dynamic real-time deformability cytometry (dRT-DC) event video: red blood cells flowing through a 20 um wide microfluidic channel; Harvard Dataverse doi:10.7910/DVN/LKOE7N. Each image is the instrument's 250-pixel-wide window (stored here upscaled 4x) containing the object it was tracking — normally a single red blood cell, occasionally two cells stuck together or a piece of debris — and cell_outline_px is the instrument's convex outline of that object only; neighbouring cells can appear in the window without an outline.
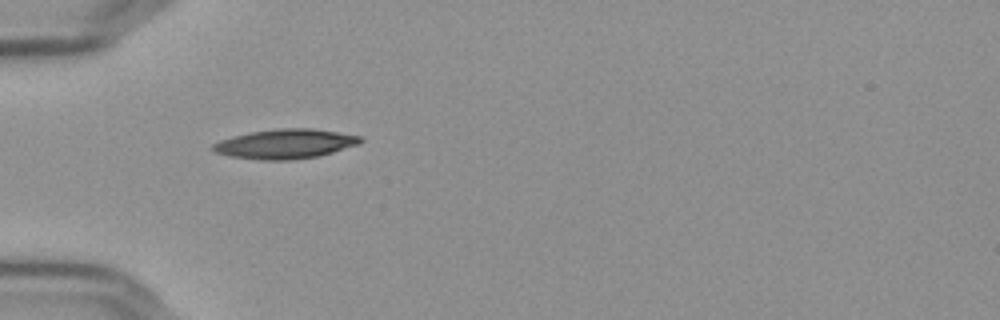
{"species": "Egyptian fruit bat (a non-hibernating species)", "species_latin": "Rousettus aegyptiacus", "temperature_condition": "cold", "stored_images_in_passage": 39, "camera_frame_rate_fps": 3000, "um_per_image_px": 0.085, "frame": {"image": 1, "passage_image": 1, "time_ms": 0.0, "image_size_px": [1000, 320], "cell_outline_px": [[364, 140], [360, 144], [320, 156], [292, 160], [260, 160], [228, 156], [216, 152], [212, 148], [212, 144], [220, 140], [232, 136], [248, 132], [276, 128], [312, 128], [360, 136]], "centroid_in_image_um": [24.24, 12.23], "position_along_channel_um": 60.8, "area_um2": 25.61}}
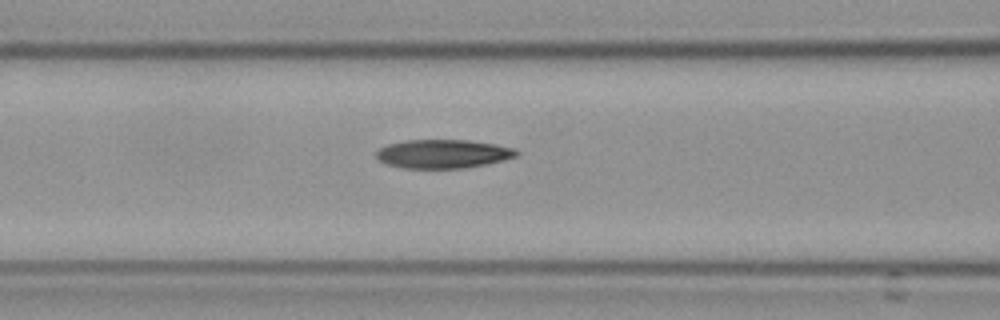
{"frame": {"image": 2, "passage_image": 7, "time_ms": 2.0, "image_size_px": [1000, 320], "cell_outline_px": [[520, 152], [516, 156], [504, 160], [464, 168], [400, 168], [384, 164], [376, 160], [376, 148], [388, 144], [404, 140], [468, 140], [496, 144], [516, 148]], "centroid_in_image_um": [37.6, 13.07], "position_along_channel_um": 129.0, "area_um2": 23.81}}
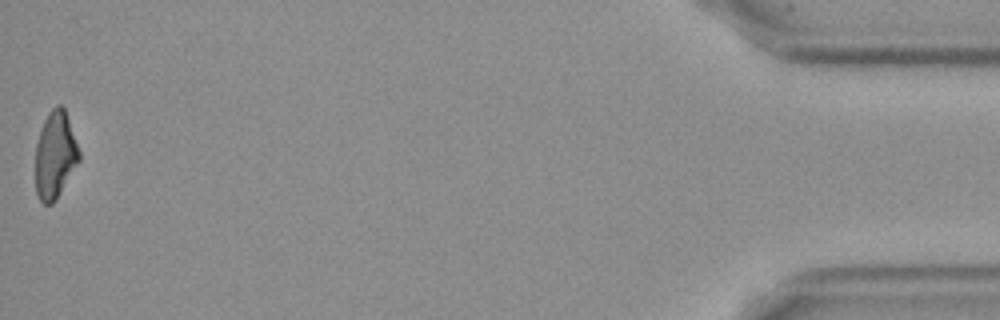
{"frame": {"image": 3, "passage_image": 39, "time_ms": 12.667, "image_size_px": [1000, 320], "cell_outline_px": [[80, 160], [56, 200], [52, 204], [44, 204], [40, 200], [36, 192], [36, 144], [44, 120], [48, 112], [56, 104], [60, 104], [64, 108], [80, 152]], "centroid_in_image_um": [4.69, 13.19], "position_along_channel_um": 430.5, "area_um2": 22.02}, "authors_computed_cell_mechanics": {"area_um2": 23.7558, "velocity_mm_per_s": 3.6459, "shape_relaxation_time_tau1_ms": 6.5632, "shape_relaxation_time_tau2_ms": 5.5748, "deformation_change_tau1": 0.1908, "deformation_change_tau2": 0.1423}}